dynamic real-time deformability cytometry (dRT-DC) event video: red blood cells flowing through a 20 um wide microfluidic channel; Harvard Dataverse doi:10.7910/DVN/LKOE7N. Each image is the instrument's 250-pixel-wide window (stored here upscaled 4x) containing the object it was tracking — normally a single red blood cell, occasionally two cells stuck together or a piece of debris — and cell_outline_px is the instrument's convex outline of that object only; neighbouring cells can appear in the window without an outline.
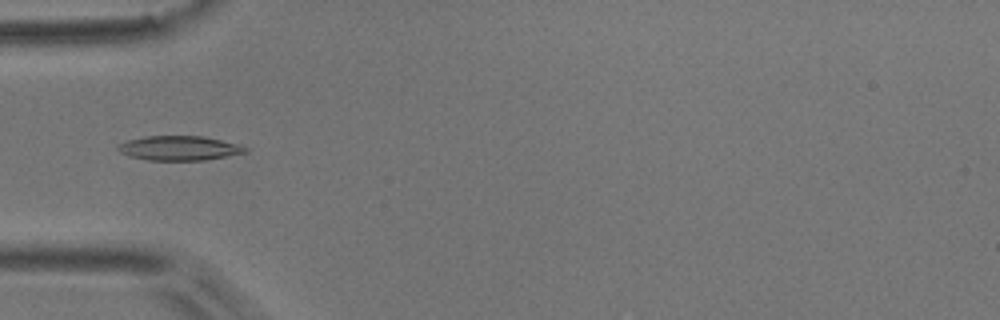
{"species": "common noctule bat (a hibernating species)", "species_latin": "Nyctalus noctula", "temperature_condition": "room temperature", "stored_images_in_passage": 4, "camera_frame_rate_fps": 3000, "um_per_image_px": 0.085, "animal": {"sex": "male", "body_mass_g": 17.9}, "frame": {"image": 1, "passage_image": 4, "time_ms": 1.0, "image_size_px": [1000, 320], "cell_outline_px": [[248, 152], [204, 160], [148, 160], [132, 156], [120, 152], [116, 148], [120, 144], [128, 140], [148, 136], [204, 136], [236, 144], [248, 148]], "centroid_in_image_um": [15.25, 12.59], "position_along_channel_um": 69.8, "area_um2": 17.86}}